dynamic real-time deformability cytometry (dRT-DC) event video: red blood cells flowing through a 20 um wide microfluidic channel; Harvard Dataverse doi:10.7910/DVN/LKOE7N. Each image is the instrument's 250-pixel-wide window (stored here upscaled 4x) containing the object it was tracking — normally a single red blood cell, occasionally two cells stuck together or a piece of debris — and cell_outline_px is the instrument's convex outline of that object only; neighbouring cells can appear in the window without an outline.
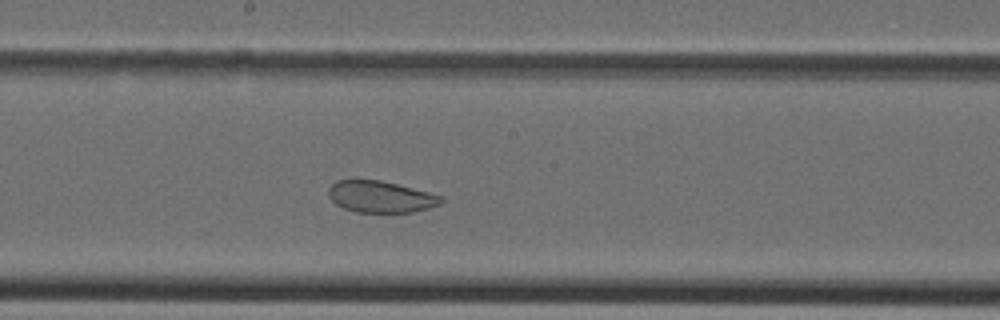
{"species": "Egyptian fruit bat (a non-hibernating species)", "species_latin": "Rousettus aegyptiacus", "temperature_condition": "cold", "stored_images_in_passage": 33, "camera_frame_rate_fps": 3000, "um_per_image_px": 0.085, "animal": {"sex": "female"}, "frame": {"image": 1, "passage_image": 15, "time_ms": 4.667, "image_size_px": [1000, 320], "cell_outline_px": [[444, 200], [440, 204], [428, 208], [412, 212], [356, 212], [344, 208], [336, 204], [328, 196], [328, 188], [336, 180], [380, 180], [444, 196]], "centroid_in_image_um": [32.35, 16.72], "position_along_channel_um": 215.9, "area_um2": 20.63}}
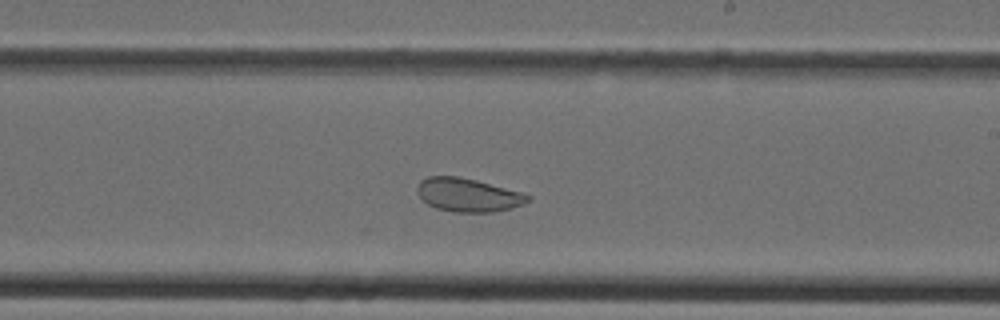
{"frame": {"image": 2, "passage_image": 17, "time_ms": 5.333, "image_size_px": [1000, 320], "cell_outline_px": [[532, 200], [524, 204], [512, 208], [492, 212], [452, 212], [436, 208], [428, 204], [416, 192], [416, 188], [420, 180], [428, 176], [460, 176], [476, 180], [520, 192], [532, 196]], "centroid_in_image_um": [39.78, 16.57], "position_along_channel_um": 249.2, "area_um2": 21.68}}
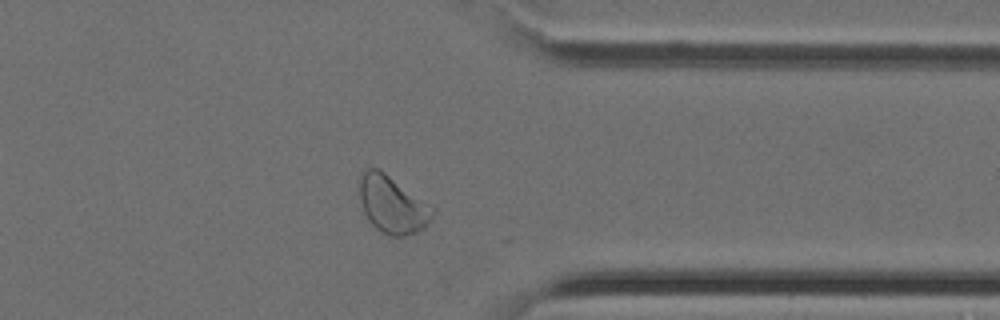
{"frame": {"image": 3, "passage_image": 25, "time_ms": 8.0, "image_size_px": [1000, 320], "cell_outline_px": [[436, 208], [432, 216], [424, 228], [416, 232], [404, 236], [392, 236], [380, 232], [368, 220], [364, 212], [360, 200], [360, 180], [364, 172], [368, 168], [376, 168], [384, 172]], "centroid_in_image_um": [33.37, 17.41], "position_along_channel_um": 378.0, "area_um2": 24.16}}